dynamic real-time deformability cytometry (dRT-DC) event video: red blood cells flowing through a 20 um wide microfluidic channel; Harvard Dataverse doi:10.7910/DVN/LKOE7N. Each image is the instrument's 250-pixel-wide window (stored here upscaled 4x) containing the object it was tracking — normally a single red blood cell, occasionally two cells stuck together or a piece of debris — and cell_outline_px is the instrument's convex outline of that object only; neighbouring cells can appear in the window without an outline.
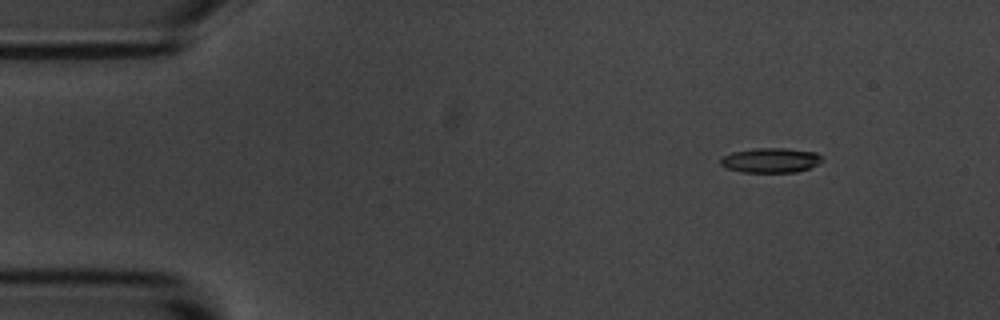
{"species": "common noctule bat (a hibernating species)", "species_latin": "Nyctalus noctula", "temperature_condition": "room temperature", "stored_images_in_passage": 4, "camera_frame_rate_fps": 3000, "um_per_image_px": 0.085, "animal": {"sex": "male", "body_mass_g": 20.1, "forearm_length_mm": 53.5}, "frame": {"image": 1, "passage_image": 1, "time_ms": 0.0, "image_size_px": [1000, 320], "cell_outline_px": [[824, 160], [820, 164], [796, 172], [740, 172], [728, 168], [720, 164], [720, 160], [724, 156], [732, 152], [756, 148], [784, 148], [816, 152]], "centroid_in_image_um": [65.53, 13.62], "position_along_channel_um": 19.5, "area_um2": 14.62}}
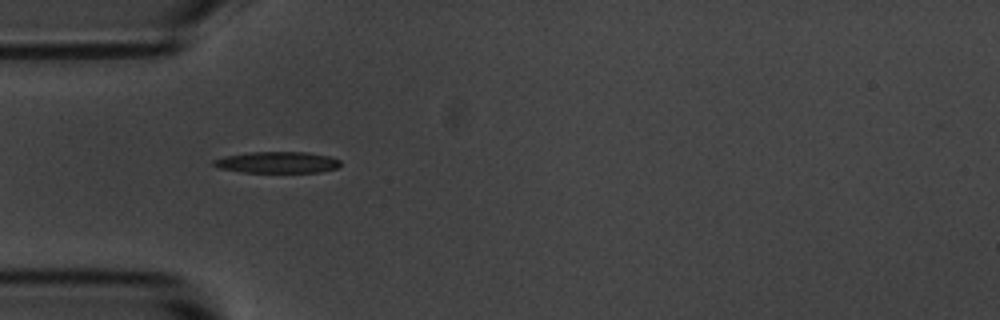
{"frame": {"image": 2, "passage_image": 4, "time_ms": 3.333, "image_size_px": [1000, 320], "cell_outline_px": [[340, 164], [336, 168], [320, 172], [244, 172], [220, 168], [212, 164], [212, 160], [224, 156], [252, 152], [308, 152], [328, 156], [340, 160]], "centroid_in_image_um": [23.56, 13.79], "position_along_channel_um": 61.4, "area_um2": 15.66}}